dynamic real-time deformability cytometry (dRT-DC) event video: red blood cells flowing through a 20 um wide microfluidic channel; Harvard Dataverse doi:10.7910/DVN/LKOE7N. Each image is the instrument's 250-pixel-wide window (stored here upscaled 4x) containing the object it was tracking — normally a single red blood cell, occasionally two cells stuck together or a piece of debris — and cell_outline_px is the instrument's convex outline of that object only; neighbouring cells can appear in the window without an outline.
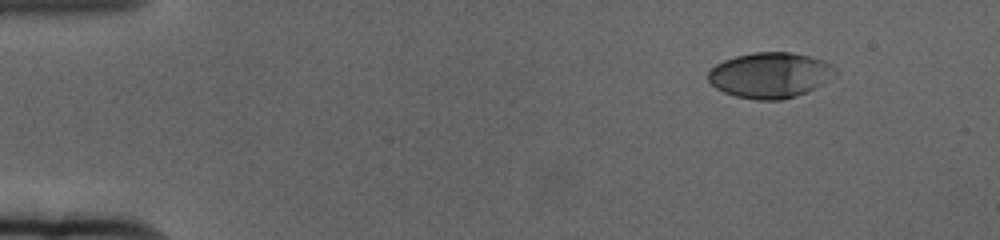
{"species": "human", "species_latin": "Homo sapiens", "temperature_condition": "cold", "stored_images_in_passage": 55, "camera_frame_rate_fps": 3000, "um_per_image_px": 0.085, "donor": {"sex": "female"}, "frame": {"image": 1, "passage_image": 1, "time_ms": 0.0, "image_size_px": [1000, 240], "cell_outline_px": [[836, 72], [820, 84], [796, 96], [784, 100], [756, 100], [736, 96], [724, 92], [716, 88], [708, 80], [708, 72], [716, 64], [724, 60], [736, 56], [756, 52], [792, 52], [824, 60], [832, 64], [836, 68]], "centroid_in_image_um": [65.42, 6.38], "position_along_channel_um": 19.6, "area_um2": 33.41}}
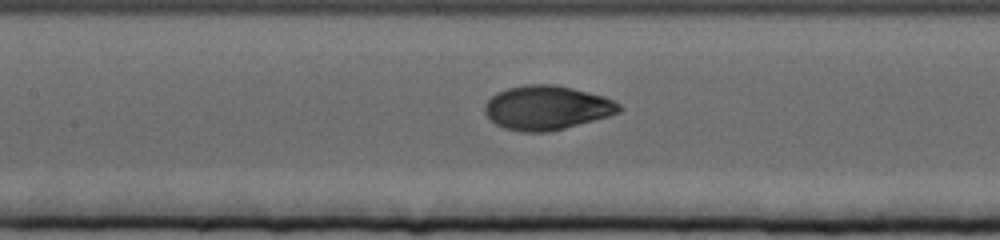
{"frame": {"image": 2, "passage_image": 23, "time_ms": 7.333, "image_size_px": [1000, 240], "cell_outline_px": [[624, 108], [620, 112], [608, 116], [564, 128], [548, 132], [520, 132], [504, 128], [496, 124], [484, 112], [484, 104], [496, 92], [508, 88], [528, 84], [556, 84], [604, 96], [620, 104]], "centroid_in_image_um": [46.47, 9.15], "position_along_channel_um": 160.9, "area_um2": 34.56}}
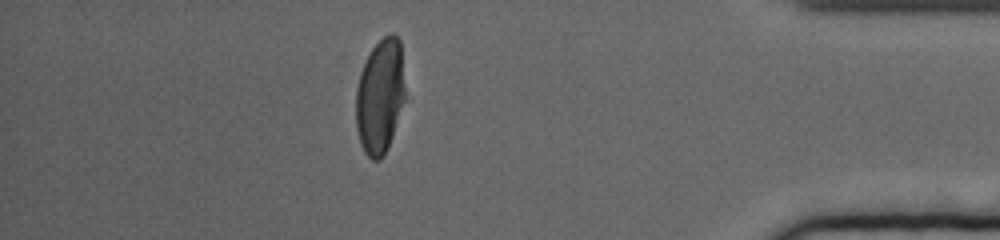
{"frame": {"image": 3, "passage_image": 48, "time_ms": 15.667, "image_size_px": [1000, 240], "cell_outline_px": [[404, 100], [388, 148], [384, 156], [380, 160], [372, 160], [364, 152], [360, 144], [356, 128], [356, 88], [360, 72], [372, 48], [384, 36], [392, 32], [400, 40], [404, 88]], "centroid_in_image_um": [32.28, 8.21], "position_along_channel_um": 402.9, "area_um2": 32.71}, "authors_computed_cell_mechanics": {"area_um2": 34.2176, "velocity_mm_per_s": 3.3475, "shape_relaxation_time_tau1_ms": 3.7698, "shape_relaxation_time_tau2_ms": null, "deformation_change_tau1": 0.1976, "deformation_change_tau2": null}}